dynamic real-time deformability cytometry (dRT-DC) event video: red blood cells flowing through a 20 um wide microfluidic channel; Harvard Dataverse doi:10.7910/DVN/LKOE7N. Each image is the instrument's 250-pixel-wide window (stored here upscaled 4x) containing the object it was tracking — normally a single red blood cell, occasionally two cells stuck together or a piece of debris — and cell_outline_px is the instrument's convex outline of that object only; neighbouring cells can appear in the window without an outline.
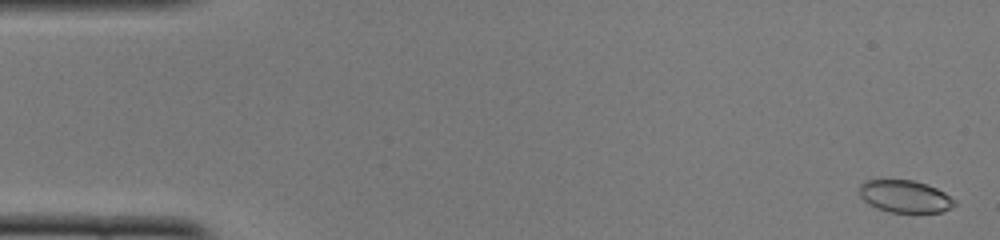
{"species": "common noctule bat (a hibernating species)", "species_latin": "Nyctalus noctula", "temperature_condition": "cold", "stored_images_in_passage": 51, "camera_frame_rate_fps": 3000, "um_per_image_px": 0.085, "animal": {"sex": "female", "body_mass_g": 22.0, "forearm_length_mm": 56.7}, "frame": {"image": 1, "passage_image": 2, "time_ms": 0.333, "image_size_px": [1000, 240], "cell_outline_px": [[956, 204], [952, 208], [944, 212], [892, 212], [876, 208], [868, 204], [860, 196], [860, 184], [864, 180], [912, 180], [928, 184], [944, 192], [956, 200]], "centroid_in_image_um": [76.94, 16.69], "position_along_channel_um": 8.1, "area_um2": 18.03}}
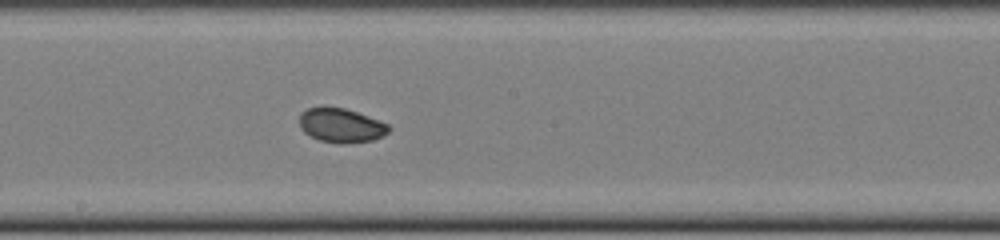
{"frame": {"image": 2, "passage_image": 28, "time_ms": 9.0, "image_size_px": [1000, 240], "cell_outline_px": [[392, 128], [384, 136], [372, 140], [344, 144], [340, 144], [320, 140], [304, 132], [300, 128], [300, 112], [308, 108], [324, 104], [344, 108], [356, 112], [388, 124]], "centroid_in_image_um": [28.97, 10.63], "position_along_channel_um": 219.2, "area_um2": 18.09}}
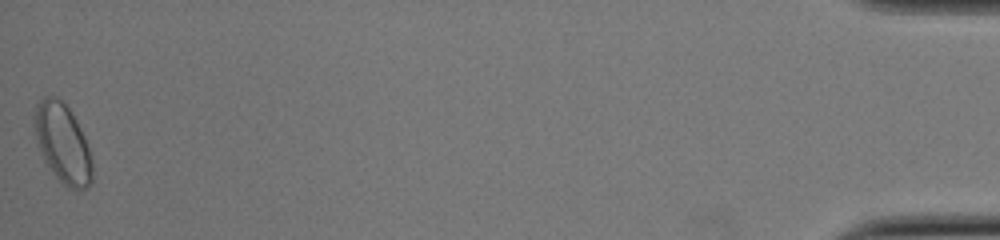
{"frame": {"image": 3, "passage_image": 51, "time_ms": 16.667, "image_size_px": [1000, 240], "cell_outline_px": [[92, 184], [76, 192], [68, 188], [56, 176], [44, 160], [36, 140], [32, 124], [32, 116], [36, 104], [44, 96], [56, 96], [68, 108], [76, 120], [84, 136], [92, 160]], "centroid_in_image_um": [5.3, 12.18], "position_along_channel_um": 429.9, "area_um2": 26.88}, "authors_computed_cell_mechanics": {"area_um2": 18.207, "velocity_mm_per_s": 3.9895, "shape_relaxation_time_tau1_ms": 4.3851, "shape_relaxation_time_tau2_ms": 0.9327, "deformation_change_tau1": 0.1104, "deformation_change_tau2": 0.0345}}